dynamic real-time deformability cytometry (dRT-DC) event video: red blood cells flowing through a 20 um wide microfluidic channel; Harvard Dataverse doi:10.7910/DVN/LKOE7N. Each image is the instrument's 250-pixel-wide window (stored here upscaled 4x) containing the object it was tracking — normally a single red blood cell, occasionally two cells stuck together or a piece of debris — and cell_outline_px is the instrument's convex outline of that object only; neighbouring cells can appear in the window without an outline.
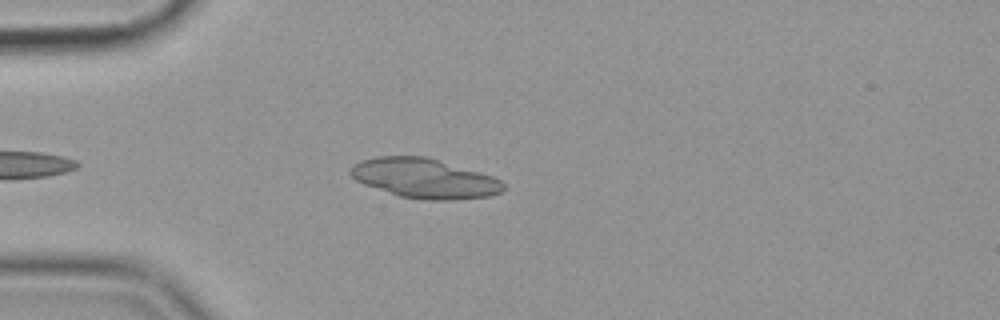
{"species": "common noctule bat (a hibernating species)", "species_latin": "Nyctalus noctula", "temperature_condition": "cold", "stored_images_in_passage": 43, "camera_frame_rate_fps": 3000, "um_per_image_px": 0.085, "animal": {"sex": "female", "body_mass_g": 19.9}, "frame": {"image": 1, "passage_image": 6, "time_ms": 1.667, "image_size_px": [1000, 320], "cell_outline_px": [[504, 188], [500, 192], [488, 196], [452, 200], [424, 200], [400, 196], [364, 184], [356, 180], [348, 172], [352, 164], [360, 160], [376, 156], [424, 156], [492, 176], [500, 180], [504, 184]], "centroid_in_image_um": [36.03, 15.16], "position_along_channel_um": 49.0, "area_um2": 35.03}}
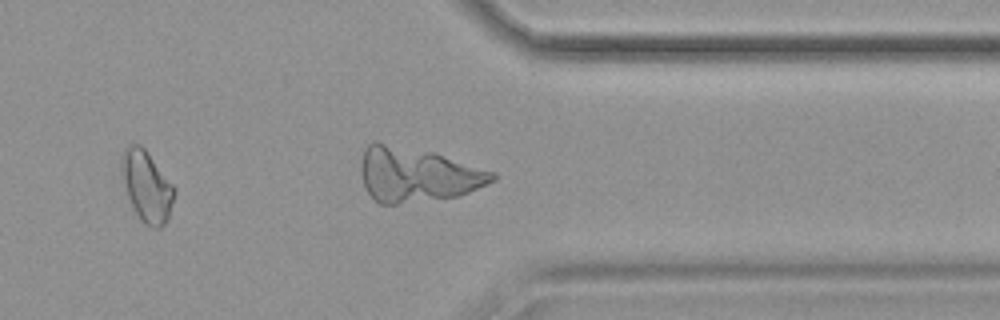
{"frame": {"image": 2, "passage_image": 35, "time_ms": 11.333, "image_size_px": [1000, 320], "cell_outline_px": [[176, 192], [168, 220], [160, 228], [152, 228], [144, 224], [140, 220], [128, 196], [124, 184], [120, 168], [120, 156], [124, 148], [132, 144], [140, 144], [144, 148], [176, 188]], "centroid_in_image_um": [12.48, 15.84], "position_along_channel_um": 398.9, "area_um2": 21.91}}